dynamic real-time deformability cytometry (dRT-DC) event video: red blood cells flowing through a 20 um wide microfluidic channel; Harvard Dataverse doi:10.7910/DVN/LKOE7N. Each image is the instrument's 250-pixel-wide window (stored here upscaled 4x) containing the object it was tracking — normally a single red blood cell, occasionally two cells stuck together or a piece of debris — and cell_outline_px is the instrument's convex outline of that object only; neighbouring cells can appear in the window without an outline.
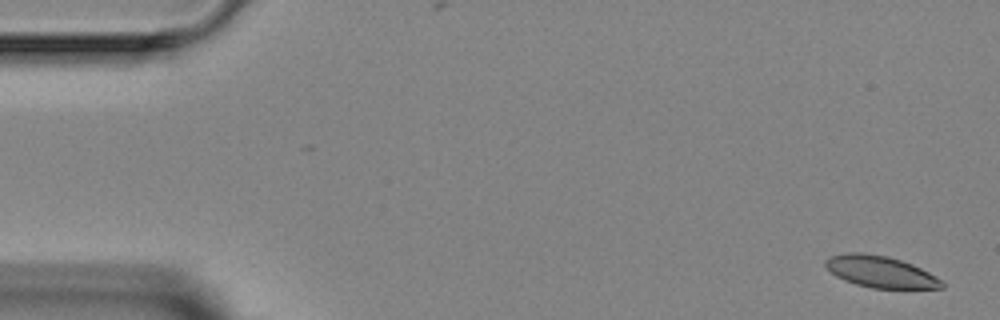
{"species": "Egyptian fruit bat (a non-hibernating species)", "species_latin": "Rousettus aegyptiacus", "temperature_condition": "room temperature", "stored_images_in_passage": 5, "camera_frame_rate_fps": 3000, "um_per_image_px": 0.085, "animal": {"sex": "female"}, "frame": {"image": 1, "passage_image": 1, "time_ms": 0.0, "image_size_px": [1000, 320], "cell_outline_px": [[944, 288], [872, 288], [856, 284], [844, 280], [836, 276], [824, 264], [824, 260], [828, 256], [844, 252], [860, 252], [888, 256], [912, 264], [928, 272], [940, 280], [944, 284]], "centroid_in_image_um": [74.78, 23.08], "position_along_channel_um": 10.2, "area_um2": 21.33}}
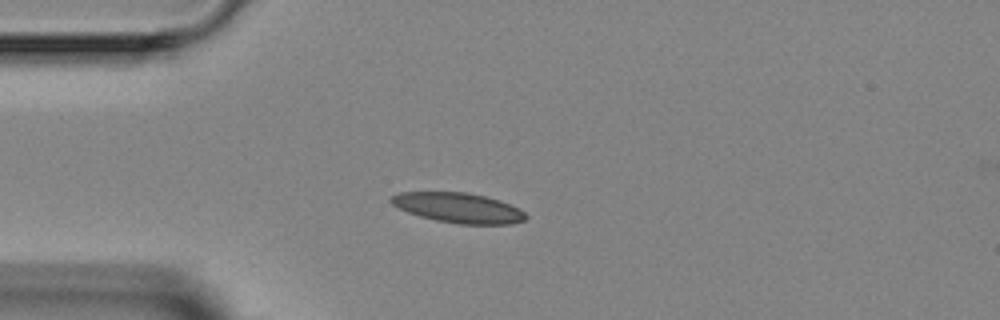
{"frame": {"image": 2, "passage_image": 4, "time_ms": 3.667, "image_size_px": [1000, 320], "cell_outline_px": [[528, 216], [524, 220], [512, 224], [460, 224], [436, 220], [420, 216], [396, 208], [388, 200], [388, 196], [400, 192], [464, 192], [484, 196], [500, 200], [520, 208]], "centroid_in_image_um": [38.93, 17.66], "position_along_channel_um": 46.1, "area_um2": 23.7}}